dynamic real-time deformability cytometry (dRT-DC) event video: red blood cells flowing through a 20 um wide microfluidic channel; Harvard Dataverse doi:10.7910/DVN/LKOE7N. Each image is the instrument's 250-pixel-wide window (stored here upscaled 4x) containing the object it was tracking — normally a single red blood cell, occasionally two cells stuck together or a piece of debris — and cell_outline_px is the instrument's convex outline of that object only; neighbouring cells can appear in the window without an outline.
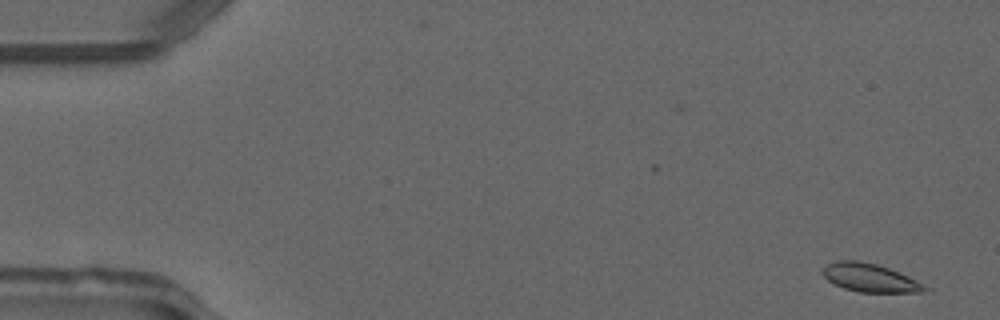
{"species": "common noctule bat (a hibernating species)", "species_latin": "Nyctalus noctula", "temperature_condition": "warm", "stored_images_in_passage": 51, "segment_of_instrument_passage": [1, 2], "camera_frame_rate_fps": 3000, "um_per_image_px": 0.085, "animal": {"sex": "male", "forearm_length_mm": 52.5}, "frame": {"image": 1, "passage_image": 2, "time_ms": 0.333, "image_size_px": [1000, 320], "cell_outline_px": [[932, 288], [920, 292], [860, 292], [844, 288], [828, 280], [820, 272], [828, 264], [836, 260], [856, 260], [876, 264], [888, 268], [916, 280]], "centroid_in_image_um": [73.94, 23.61], "position_along_channel_um": 11.1, "area_um2": 16.65}}
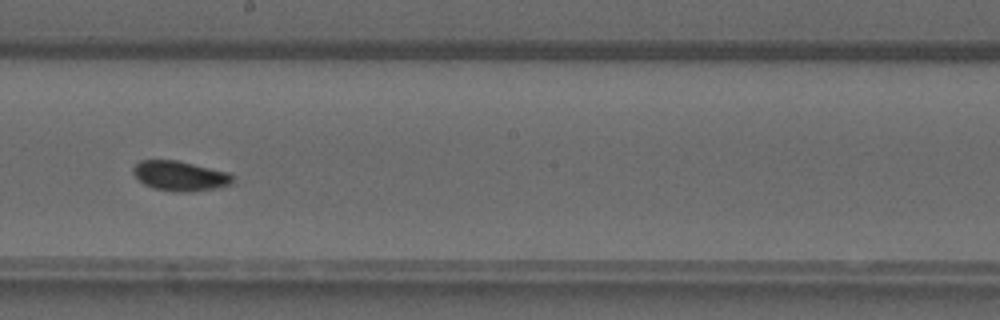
{"frame": {"image": 2, "passage_image": 28, "time_ms": 9.0, "image_size_px": [1000, 320], "cell_outline_px": [[232, 184], [216, 188], [192, 192], [180, 192], [152, 188], [144, 184], [132, 172], [132, 168], [140, 160], [176, 160], [228, 172], [232, 176]], "centroid_in_image_um": [15.29, 14.95], "position_along_channel_um": 232.9, "area_um2": 17.22}}
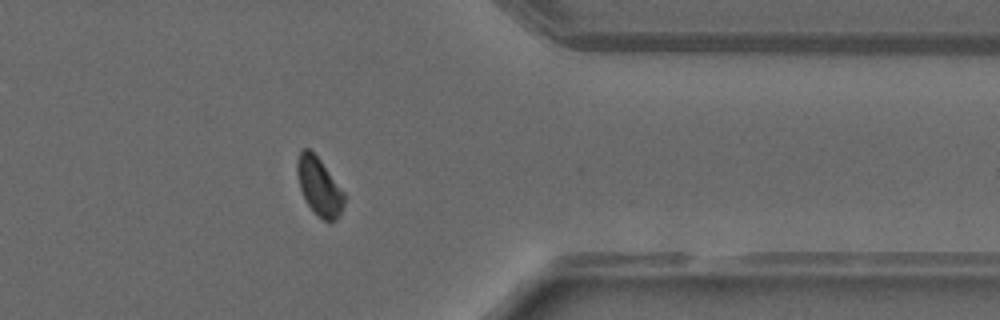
{"frame": {"image": 3, "passage_image": 40, "time_ms": 13.0, "image_size_px": [1000, 320], "cell_outline_px": [[344, 204], [340, 216], [336, 220], [324, 220], [316, 216], [308, 204], [300, 188], [296, 172], [296, 160], [300, 152], [304, 148], [308, 148], [320, 160], [344, 192]], "centroid_in_image_um": [27.12, 15.87], "position_along_channel_um": 384.3, "area_um2": 15.72}}